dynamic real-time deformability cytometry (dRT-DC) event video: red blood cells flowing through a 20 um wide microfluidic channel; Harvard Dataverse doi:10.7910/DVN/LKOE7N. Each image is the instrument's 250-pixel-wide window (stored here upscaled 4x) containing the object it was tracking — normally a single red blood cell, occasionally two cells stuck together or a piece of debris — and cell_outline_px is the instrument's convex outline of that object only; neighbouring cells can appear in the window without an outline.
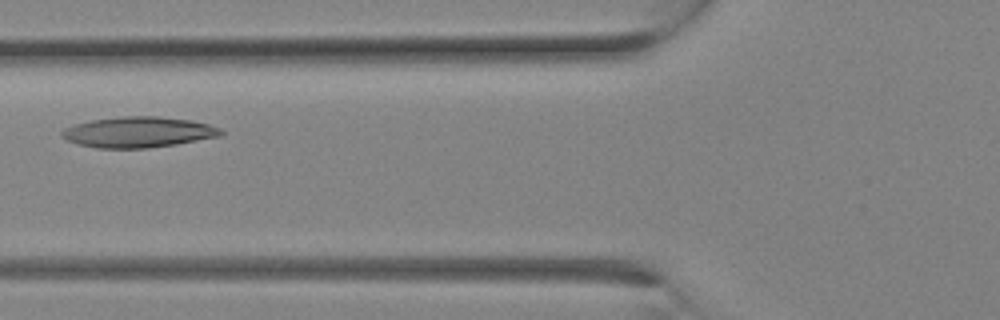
{"species": "Egyptian fruit bat (a non-hibernating species)", "species_latin": "Rousettus aegyptiacus", "temperature_condition": "room temperature", "stored_images_in_passage": 8, "camera_frame_rate_fps": 3000, "um_per_image_px": 0.085, "animal": {"sex": "female"}, "frame": {"image": 1, "passage_image": 7, "time_ms": 2.0, "image_size_px": [1000, 320], "cell_outline_px": [[224, 132], [220, 136], [176, 144], [148, 148], [96, 148], [80, 144], [68, 140], [60, 136], [60, 132], [64, 128], [76, 124], [92, 120], [120, 116], [160, 116], [192, 120], [208, 124], [220, 128]], "centroid_in_image_um": [11.77, 11.22], "position_along_channel_um": 114.0, "area_um2": 28.44}}